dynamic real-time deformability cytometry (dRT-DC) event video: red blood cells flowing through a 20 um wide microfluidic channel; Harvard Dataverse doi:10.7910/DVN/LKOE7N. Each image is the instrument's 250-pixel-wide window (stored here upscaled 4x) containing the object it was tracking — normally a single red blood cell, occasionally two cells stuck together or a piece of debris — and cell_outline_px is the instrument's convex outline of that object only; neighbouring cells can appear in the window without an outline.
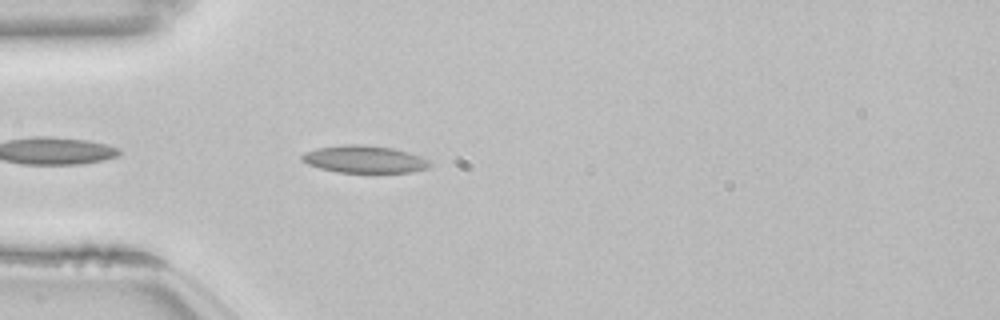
{"species": "common noctule bat (a hibernating species)", "species_latin": "Nyctalus noctula", "temperature_condition": "room temperature", "stored_images_in_passage": 7, "camera_frame_rate_fps": 3000, "um_per_image_px": 0.085, "animal": {"sex": "female", "body_mass_g": 22.7, "forearm_length_mm": 54.2}, "frame": {"image": 1, "passage_image": 3, "time_ms": 0.667, "image_size_px": [1000, 320], "cell_outline_px": [[432, 164], [428, 168], [408, 172], [340, 172], [320, 168], [308, 164], [300, 160], [300, 156], [304, 152], [316, 148], [344, 144], [364, 144], [392, 148], [408, 152], [420, 156], [428, 160]], "centroid_in_image_um": [30.94, 13.52], "position_along_channel_um": 54.1, "area_um2": 20.35}}